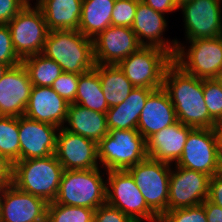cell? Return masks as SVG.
I'll return each mask as SVG.
<instances>
[{
    "instance_id": "obj_1",
    "label": "cell",
    "mask_w": 222,
    "mask_h": 222,
    "mask_svg": "<svg viewBox=\"0 0 222 222\" xmlns=\"http://www.w3.org/2000/svg\"><path fill=\"white\" fill-rule=\"evenodd\" d=\"M163 89L175 108L177 121L197 128H214L203 95V79L189 75L174 62L166 69Z\"/></svg>"
},
{
    "instance_id": "obj_2",
    "label": "cell",
    "mask_w": 222,
    "mask_h": 222,
    "mask_svg": "<svg viewBox=\"0 0 222 222\" xmlns=\"http://www.w3.org/2000/svg\"><path fill=\"white\" fill-rule=\"evenodd\" d=\"M42 54L56 61L63 72L81 75L95 67L93 39L78 30L49 31Z\"/></svg>"
},
{
    "instance_id": "obj_3",
    "label": "cell",
    "mask_w": 222,
    "mask_h": 222,
    "mask_svg": "<svg viewBox=\"0 0 222 222\" xmlns=\"http://www.w3.org/2000/svg\"><path fill=\"white\" fill-rule=\"evenodd\" d=\"M63 171L55 154L45 158L19 160L13 164L12 184L50 203L56 199Z\"/></svg>"
},
{
    "instance_id": "obj_4",
    "label": "cell",
    "mask_w": 222,
    "mask_h": 222,
    "mask_svg": "<svg viewBox=\"0 0 222 222\" xmlns=\"http://www.w3.org/2000/svg\"><path fill=\"white\" fill-rule=\"evenodd\" d=\"M100 168L90 170H64L56 204L86 207L96 210L106 204V179Z\"/></svg>"
},
{
    "instance_id": "obj_5",
    "label": "cell",
    "mask_w": 222,
    "mask_h": 222,
    "mask_svg": "<svg viewBox=\"0 0 222 222\" xmlns=\"http://www.w3.org/2000/svg\"><path fill=\"white\" fill-rule=\"evenodd\" d=\"M97 148L104 171L127 170L147 158L146 140L137 129L110 130Z\"/></svg>"
},
{
    "instance_id": "obj_6",
    "label": "cell",
    "mask_w": 222,
    "mask_h": 222,
    "mask_svg": "<svg viewBox=\"0 0 222 222\" xmlns=\"http://www.w3.org/2000/svg\"><path fill=\"white\" fill-rule=\"evenodd\" d=\"M173 63V56L158 47L141 46L117 65L127 79L137 88L160 89L166 69Z\"/></svg>"
},
{
    "instance_id": "obj_7",
    "label": "cell",
    "mask_w": 222,
    "mask_h": 222,
    "mask_svg": "<svg viewBox=\"0 0 222 222\" xmlns=\"http://www.w3.org/2000/svg\"><path fill=\"white\" fill-rule=\"evenodd\" d=\"M106 173V204L119 209L134 222H159L160 218L147 206L127 170H110Z\"/></svg>"
},
{
    "instance_id": "obj_8",
    "label": "cell",
    "mask_w": 222,
    "mask_h": 222,
    "mask_svg": "<svg viewBox=\"0 0 222 222\" xmlns=\"http://www.w3.org/2000/svg\"><path fill=\"white\" fill-rule=\"evenodd\" d=\"M189 47L177 40L173 62L184 72L201 79L217 78L222 70V36L188 41Z\"/></svg>"
},
{
    "instance_id": "obj_9",
    "label": "cell",
    "mask_w": 222,
    "mask_h": 222,
    "mask_svg": "<svg viewBox=\"0 0 222 222\" xmlns=\"http://www.w3.org/2000/svg\"><path fill=\"white\" fill-rule=\"evenodd\" d=\"M127 171L134 178L147 206L161 218L168 211L171 164L147 157Z\"/></svg>"
},
{
    "instance_id": "obj_10",
    "label": "cell",
    "mask_w": 222,
    "mask_h": 222,
    "mask_svg": "<svg viewBox=\"0 0 222 222\" xmlns=\"http://www.w3.org/2000/svg\"><path fill=\"white\" fill-rule=\"evenodd\" d=\"M7 25L14 50L21 59L42 53L49 30L37 5L25 6Z\"/></svg>"
},
{
    "instance_id": "obj_11",
    "label": "cell",
    "mask_w": 222,
    "mask_h": 222,
    "mask_svg": "<svg viewBox=\"0 0 222 222\" xmlns=\"http://www.w3.org/2000/svg\"><path fill=\"white\" fill-rule=\"evenodd\" d=\"M217 137L214 128L193 129L175 165L203 172L210 177L219 172Z\"/></svg>"
},
{
    "instance_id": "obj_12",
    "label": "cell",
    "mask_w": 222,
    "mask_h": 222,
    "mask_svg": "<svg viewBox=\"0 0 222 222\" xmlns=\"http://www.w3.org/2000/svg\"><path fill=\"white\" fill-rule=\"evenodd\" d=\"M222 0H190L179 6L186 42L222 36Z\"/></svg>"
},
{
    "instance_id": "obj_13",
    "label": "cell",
    "mask_w": 222,
    "mask_h": 222,
    "mask_svg": "<svg viewBox=\"0 0 222 222\" xmlns=\"http://www.w3.org/2000/svg\"><path fill=\"white\" fill-rule=\"evenodd\" d=\"M174 166L171 164L168 211L201 205L209 195L210 176Z\"/></svg>"
},
{
    "instance_id": "obj_14",
    "label": "cell",
    "mask_w": 222,
    "mask_h": 222,
    "mask_svg": "<svg viewBox=\"0 0 222 222\" xmlns=\"http://www.w3.org/2000/svg\"><path fill=\"white\" fill-rule=\"evenodd\" d=\"M55 156L64 170H90L100 167L97 143L59 128Z\"/></svg>"
},
{
    "instance_id": "obj_15",
    "label": "cell",
    "mask_w": 222,
    "mask_h": 222,
    "mask_svg": "<svg viewBox=\"0 0 222 222\" xmlns=\"http://www.w3.org/2000/svg\"><path fill=\"white\" fill-rule=\"evenodd\" d=\"M48 204L13 184L5 186L0 200V222H46Z\"/></svg>"
},
{
    "instance_id": "obj_16",
    "label": "cell",
    "mask_w": 222,
    "mask_h": 222,
    "mask_svg": "<svg viewBox=\"0 0 222 222\" xmlns=\"http://www.w3.org/2000/svg\"><path fill=\"white\" fill-rule=\"evenodd\" d=\"M141 46L131 27L108 26L93 39L95 64L117 65Z\"/></svg>"
},
{
    "instance_id": "obj_17",
    "label": "cell",
    "mask_w": 222,
    "mask_h": 222,
    "mask_svg": "<svg viewBox=\"0 0 222 222\" xmlns=\"http://www.w3.org/2000/svg\"><path fill=\"white\" fill-rule=\"evenodd\" d=\"M20 160L45 158L55 154L58 127L18 117Z\"/></svg>"
},
{
    "instance_id": "obj_18",
    "label": "cell",
    "mask_w": 222,
    "mask_h": 222,
    "mask_svg": "<svg viewBox=\"0 0 222 222\" xmlns=\"http://www.w3.org/2000/svg\"><path fill=\"white\" fill-rule=\"evenodd\" d=\"M33 85L22 63L0 79V116H24Z\"/></svg>"
},
{
    "instance_id": "obj_19",
    "label": "cell",
    "mask_w": 222,
    "mask_h": 222,
    "mask_svg": "<svg viewBox=\"0 0 222 222\" xmlns=\"http://www.w3.org/2000/svg\"><path fill=\"white\" fill-rule=\"evenodd\" d=\"M167 26L165 14L153 10L141 0L138 2L134 21L131 26L138 41L142 46L161 48L174 57L177 51V39L170 41L168 38L166 40L162 36Z\"/></svg>"
},
{
    "instance_id": "obj_20",
    "label": "cell",
    "mask_w": 222,
    "mask_h": 222,
    "mask_svg": "<svg viewBox=\"0 0 222 222\" xmlns=\"http://www.w3.org/2000/svg\"><path fill=\"white\" fill-rule=\"evenodd\" d=\"M68 106L51 87L33 86L24 116L61 128L66 122Z\"/></svg>"
},
{
    "instance_id": "obj_21",
    "label": "cell",
    "mask_w": 222,
    "mask_h": 222,
    "mask_svg": "<svg viewBox=\"0 0 222 222\" xmlns=\"http://www.w3.org/2000/svg\"><path fill=\"white\" fill-rule=\"evenodd\" d=\"M176 122L175 108L169 95L160 88L148 96L140 114L137 130L147 141L155 133Z\"/></svg>"
},
{
    "instance_id": "obj_22",
    "label": "cell",
    "mask_w": 222,
    "mask_h": 222,
    "mask_svg": "<svg viewBox=\"0 0 222 222\" xmlns=\"http://www.w3.org/2000/svg\"><path fill=\"white\" fill-rule=\"evenodd\" d=\"M194 128L177 121L152 135L147 141V157L175 164L182 155L187 137Z\"/></svg>"
},
{
    "instance_id": "obj_23",
    "label": "cell",
    "mask_w": 222,
    "mask_h": 222,
    "mask_svg": "<svg viewBox=\"0 0 222 222\" xmlns=\"http://www.w3.org/2000/svg\"><path fill=\"white\" fill-rule=\"evenodd\" d=\"M65 124V130L97 144L109 133L105 113L93 111L76 103H69Z\"/></svg>"
},
{
    "instance_id": "obj_24",
    "label": "cell",
    "mask_w": 222,
    "mask_h": 222,
    "mask_svg": "<svg viewBox=\"0 0 222 222\" xmlns=\"http://www.w3.org/2000/svg\"><path fill=\"white\" fill-rule=\"evenodd\" d=\"M153 91L135 87L121 104L110 107L106 112L108 130L137 129L141 111Z\"/></svg>"
},
{
    "instance_id": "obj_25",
    "label": "cell",
    "mask_w": 222,
    "mask_h": 222,
    "mask_svg": "<svg viewBox=\"0 0 222 222\" xmlns=\"http://www.w3.org/2000/svg\"><path fill=\"white\" fill-rule=\"evenodd\" d=\"M83 0H38L48 30H78Z\"/></svg>"
},
{
    "instance_id": "obj_26",
    "label": "cell",
    "mask_w": 222,
    "mask_h": 222,
    "mask_svg": "<svg viewBox=\"0 0 222 222\" xmlns=\"http://www.w3.org/2000/svg\"><path fill=\"white\" fill-rule=\"evenodd\" d=\"M115 0H83L78 31L94 39L100 32L111 26Z\"/></svg>"
},
{
    "instance_id": "obj_27",
    "label": "cell",
    "mask_w": 222,
    "mask_h": 222,
    "mask_svg": "<svg viewBox=\"0 0 222 222\" xmlns=\"http://www.w3.org/2000/svg\"><path fill=\"white\" fill-rule=\"evenodd\" d=\"M94 70L109 108L121 104L135 88L118 65L95 64Z\"/></svg>"
},
{
    "instance_id": "obj_28",
    "label": "cell",
    "mask_w": 222,
    "mask_h": 222,
    "mask_svg": "<svg viewBox=\"0 0 222 222\" xmlns=\"http://www.w3.org/2000/svg\"><path fill=\"white\" fill-rule=\"evenodd\" d=\"M73 103L100 113L106 114L108 111L109 106L102 92L100 78L94 69L79 75L78 89Z\"/></svg>"
},
{
    "instance_id": "obj_29",
    "label": "cell",
    "mask_w": 222,
    "mask_h": 222,
    "mask_svg": "<svg viewBox=\"0 0 222 222\" xmlns=\"http://www.w3.org/2000/svg\"><path fill=\"white\" fill-rule=\"evenodd\" d=\"M21 63L27 70L33 86L51 87L63 73L56 61L47 58L42 53L23 58Z\"/></svg>"
},
{
    "instance_id": "obj_30",
    "label": "cell",
    "mask_w": 222,
    "mask_h": 222,
    "mask_svg": "<svg viewBox=\"0 0 222 222\" xmlns=\"http://www.w3.org/2000/svg\"><path fill=\"white\" fill-rule=\"evenodd\" d=\"M18 117L0 116V154L12 164L20 160Z\"/></svg>"
},
{
    "instance_id": "obj_31",
    "label": "cell",
    "mask_w": 222,
    "mask_h": 222,
    "mask_svg": "<svg viewBox=\"0 0 222 222\" xmlns=\"http://www.w3.org/2000/svg\"><path fill=\"white\" fill-rule=\"evenodd\" d=\"M95 210L50 202L46 222H93Z\"/></svg>"
},
{
    "instance_id": "obj_32",
    "label": "cell",
    "mask_w": 222,
    "mask_h": 222,
    "mask_svg": "<svg viewBox=\"0 0 222 222\" xmlns=\"http://www.w3.org/2000/svg\"><path fill=\"white\" fill-rule=\"evenodd\" d=\"M203 95L210 117L222 122V85L216 79H203Z\"/></svg>"
},
{
    "instance_id": "obj_33",
    "label": "cell",
    "mask_w": 222,
    "mask_h": 222,
    "mask_svg": "<svg viewBox=\"0 0 222 222\" xmlns=\"http://www.w3.org/2000/svg\"><path fill=\"white\" fill-rule=\"evenodd\" d=\"M140 0H115L111 16L112 26L131 27Z\"/></svg>"
},
{
    "instance_id": "obj_34",
    "label": "cell",
    "mask_w": 222,
    "mask_h": 222,
    "mask_svg": "<svg viewBox=\"0 0 222 222\" xmlns=\"http://www.w3.org/2000/svg\"><path fill=\"white\" fill-rule=\"evenodd\" d=\"M159 222H207L202 205L167 211Z\"/></svg>"
},
{
    "instance_id": "obj_35",
    "label": "cell",
    "mask_w": 222,
    "mask_h": 222,
    "mask_svg": "<svg viewBox=\"0 0 222 222\" xmlns=\"http://www.w3.org/2000/svg\"><path fill=\"white\" fill-rule=\"evenodd\" d=\"M79 74L63 72L51 85V88L68 103L75 101Z\"/></svg>"
},
{
    "instance_id": "obj_36",
    "label": "cell",
    "mask_w": 222,
    "mask_h": 222,
    "mask_svg": "<svg viewBox=\"0 0 222 222\" xmlns=\"http://www.w3.org/2000/svg\"><path fill=\"white\" fill-rule=\"evenodd\" d=\"M0 62L11 67L22 62L14 50L10 28L7 24H0Z\"/></svg>"
},
{
    "instance_id": "obj_37",
    "label": "cell",
    "mask_w": 222,
    "mask_h": 222,
    "mask_svg": "<svg viewBox=\"0 0 222 222\" xmlns=\"http://www.w3.org/2000/svg\"><path fill=\"white\" fill-rule=\"evenodd\" d=\"M93 222H134L128 215L108 204L99 206L94 212Z\"/></svg>"
},
{
    "instance_id": "obj_38",
    "label": "cell",
    "mask_w": 222,
    "mask_h": 222,
    "mask_svg": "<svg viewBox=\"0 0 222 222\" xmlns=\"http://www.w3.org/2000/svg\"><path fill=\"white\" fill-rule=\"evenodd\" d=\"M24 7L19 0H0V24H8Z\"/></svg>"
},
{
    "instance_id": "obj_39",
    "label": "cell",
    "mask_w": 222,
    "mask_h": 222,
    "mask_svg": "<svg viewBox=\"0 0 222 222\" xmlns=\"http://www.w3.org/2000/svg\"><path fill=\"white\" fill-rule=\"evenodd\" d=\"M208 199L222 208V175L219 173L210 177Z\"/></svg>"
},
{
    "instance_id": "obj_40",
    "label": "cell",
    "mask_w": 222,
    "mask_h": 222,
    "mask_svg": "<svg viewBox=\"0 0 222 222\" xmlns=\"http://www.w3.org/2000/svg\"><path fill=\"white\" fill-rule=\"evenodd\" d=\"M146 5L150 6L153 10L165 13L176 12L179 6L176 0H141Z\"/></svg>"
},
{
    "instance_id": "obj_41",
    "label": "cell",
    "mask_w": 222,
    "mask_h": 222,
    "mask_svg": "<svg viewBox=\"0 0 222 222\" xmlns=\"http://www.w3.org/2000/svg\"><path fill=\"white\" fill-rule=\"evenodd\" d=\"M206 212L207 222H222V208L208 198L201 204Z\"/></svg>"
},
{
    "instance_id": "obj_42",
    "label": "cell",
    "mask_w": 222,
    "mask_h": 222,
    "mask_svg": "<svg viewBox=\"0 0 222 222\" xmlns=\"http://www.w3.org/2000/svg\"><path fill=\"white\" fill-rule=\"evenodd\" d=\"M13 164L0 154V184L8 186L12 184Z\"/></svg>"
},
{
    "instance_id": "obj_43",
    "label": "cell",
    "mask_w": 222,
    "mask_h": 222,
    "mask_svg": "<svg viewBox=\"0 0 222 222\" xmlns=\"http://www.w3.org/2000/svg\"><path fill=\"white\" fill-rule=\"evenodd\" d=\"M214 131L217 137L218 155L222 157V122L215 125Z\"/></svg>"
},
{
    "instance_id": "obj_44",
    "label": "cell",
    "mask_w": 222,
    "mask_h": 222,
    "mask_svg": "<svg viewBox=\"0 0 222 222\" xmlns=\"http://www.w3.org/2000/svg\"><path fill=\"white\" fill-rule=\"evenodd\" d=\"M11 66L0 62V79L6 74Z\"/></svg>"
},
{
    "instance_id": "obj_45",
    "label": "cell",
    "mask_w": 222,
    "mask_h": 222,
    "mask_svg": "<svg viewBox=\"0 0 222 222\" xmlns=\"http://www.w3.org/2000/svg\"><path fill=\"white\" fill-rule=\"evenodd\" d=\"M20 2H22L25 6H32V4L30 3V0H19Z\"/></svg>"
},
{
    "instance_id": "obj_46",
    "label": "cell",
    "mask_w": 222,
    "mask_h": 222,
    "mask_svg": "<svg viewBox=\"0 0 222 222\" xmlns=\"http://www.w3.org/2000/svg\"><path fill=\"white\" fill-rule=\"evenodd\" d=\"M220 161H219V174L222 175V157H219Z\"/></svg>"
},
{
    "instance_id": "obj_47",
    "label": "cell",
    "mask_w": 222,
    "mask_h": 222,
    "mask_svg": "<svg viewBox=\"0 0 222 222\" xmlns=\"http://www.w3.org/2000/svg\"><path fill=\"white\" fill-rule=\"evenodd\" d=\"M222 85V70L220 71L218 77L216 78Z\"/></svg>"
},
{
    "instance_id": "obj_48",
    "label": "cell",
    "mask_w": 222,
    "mask_h": 222,
    "mask_svg": "<svg viewBox=\"0 0 222 222\" xmlns=\"http://www.w3.org/2000/svg\"><path fill=\"white\" fill-rule=\"evenodd\" d=\"M188 1H190V0H176L178 6H180L181 4L188 2Z\"/></svg>"
},
{
    "instance_id": "obj_49",
    "label": "cell",
    "mask_w": 222,
    "mask_h": 222,
    "mask_svg": "<svg viewBox=\"0 0 222 222\" xmlns=\"http://www.w3.org/2000/svg\"><path fill=\"white\" fill-rule=\"evenodd\" d=\"M4 188H5V186L3 184H0V200H1L2 192H3Z\"/></svg>"
}]
</instances>
